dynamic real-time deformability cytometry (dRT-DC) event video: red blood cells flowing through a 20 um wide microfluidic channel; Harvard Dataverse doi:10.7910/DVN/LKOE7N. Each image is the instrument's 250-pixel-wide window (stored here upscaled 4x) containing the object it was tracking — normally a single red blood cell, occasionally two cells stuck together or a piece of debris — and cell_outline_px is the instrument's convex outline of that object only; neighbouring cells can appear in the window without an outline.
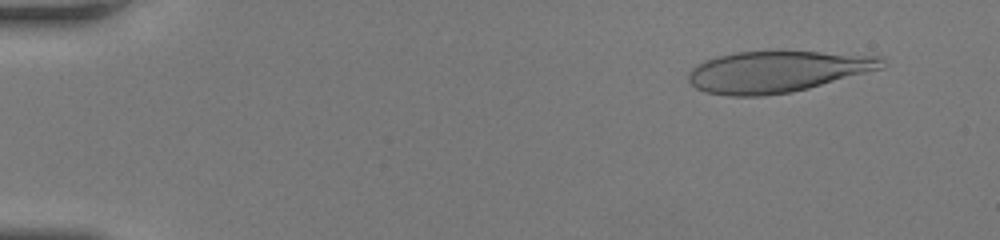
{"species": "human", "species_latin": "Homo sapiens", "temperature_condition": "room temperature", "stored_images_in_passage": 48, "camera_frame_rate_fps": 3000, "um_per_image_px": 0.085, "donor": {"sex": "female"}, "frame": {"image": 1, "passage_image": 4, "time_ms": 1.0, "image_size_px": [1000, 240], "cell_outline_px": [[888, 64], [884, 68], [808, 88], [792, 92], [764, 96], [728, 96], [704, 92], [696, 88], [688, 80], [688, 72], [692, 68], [704, 60], [736, 52], [820, 52], [884, 56]], "centroid_in_image_um": [66.09, 6.09], "position_along_channel_um": 18.9, "area_um2": 46.7}}
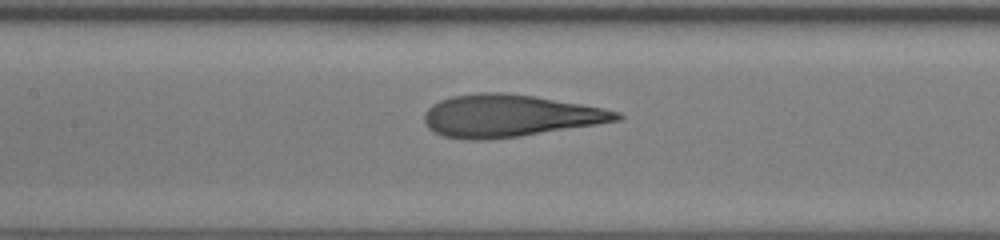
{"frame": {"image": 2, "passage_image": 23, "time_ms": 7.333, "image_size_px": [1000, 240], "cell_outline_px": [[624, 116], [620, 120], [596, 124], [520, 136], [488, 140], [468, 140], [444, 136], [428, 128], [424, 120], [424, 112], [432, 104], [440, 100], [452, 96], [480, 92], [500, 92], [532, 96], [604, 108], [620, 112]], "centroid_in_image_um": [43.28, 9.84], "position_along_channel_um": 164.1, "area_um2": 47.11}}
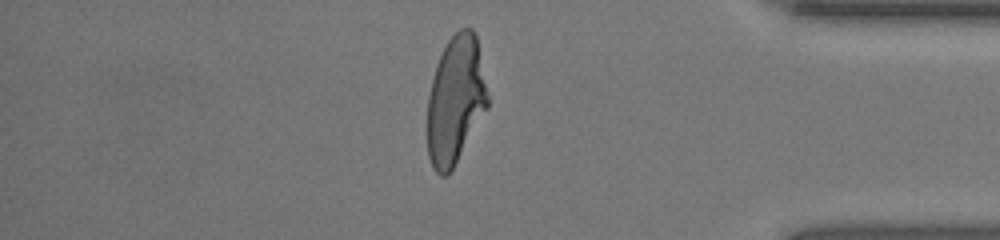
{"frame": {"image": 3, "passage_image": 41, "time_ms": 13.333, "image_size_px": [1000, 240], "cell_outline_px": [[488, 108], [448, 176], [440, 176], [432, 168], [428, 156], [428, 96], [436, 64], [448, 40], [460, 28], [472, 28], [476, 36], [488, 96]], "centroid_in_image_um": [38.71, 8.54], "position_along_channel_um": 396.5, "area_um2": 44.68}, "authors_computed_cell_mechanics": {"area_um2": 46.5579, "velocity_mm_per_s": 4.2831, "shape_relaxation_time_tau1_ms": 6.0806, "shape_relaxation_time_tau2_ms": 0.8237, "deformation_change_tau1": 0.3187, "deformation_change_tau2": 0.0945}}